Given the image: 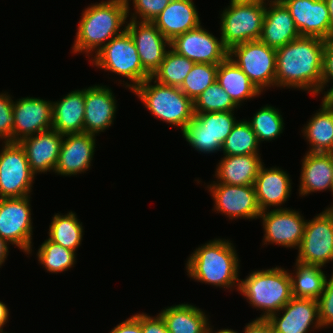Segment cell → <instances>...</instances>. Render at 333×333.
<instances>
[{
    "label": "cell",
    "instance_id": "ba28073f",
    "mask_svg": "<svg viewBox=\"0 0 333 333\" xmlns=\"http://www.w3.org/2000/svg\"><path fill=\"white\" fill-rule=\"evenodd\" d=\"M228 57L261 93L266 91V88L276 86V49L260 40H253L233 46Z\"/></svg>",
    "mask_w": 333,
    "mask_h": 333
},
{
    "label": "cell",
    "instance_id": "1f68e13d",
    "mask_svg": "<svg viewBox=\"0 0 333 333\" xmlns=\"http://www.w3.org/2000/svg\"><path fill=\"white\" fill-rule=\"evenodd\" d=\"M293 297L318 299L323 292L327 274L322 267L295 262V274L289 273Z\"/></svg>",
    "mask_w": 333,
    "mask_h": 333
},
{
    "label": "cell",
    "instance_id": "b9f144b4",
    "mask_svg": "<svg viewBox=\"0 0 333 333\" xmlns=\"http://www.w3.org/2000/svg\"><path fill=\"white\" fill-rule=\"evenodd\" d=\"M13 100L10 94L0 93V140L12 142Z\"/></svg>",
    "mask_w": 333,
    "mask_h": 333
},
{
    "label": "cell",
    "instance_id": "681fc988",
    "mask_svg": "<svg viewBox=\"0 0 333 333\" xmlns=\"http://www.w3.org/2000/svg\"><path fill=\"white\" fill-rule=\"evenodd\" d=\"M330 14L331 19V36L333 35V0H325Z\"/></svg>",
    "mask_w": 333,
    "mask_h": 333
},
{
    "label": "cell",
    "instance_id": "52a82bcc",
    "mask_svg": "<svg viewBox=\"0 0 333 333\" xmlns=\"http://www.w3.org/2000/svg\"><path fill=\"white\" fill-rule=\"evenodd\" d=\"M266 10V3L236 2L221 13L220 30L224 46H233L248 41L259 40Z\"/></svg>",
    "mask_w": 333,
    "mask_h": 333
},
{
    "label": "cell",
    "instance_id": "484cf974",
    "mask_svg": "<svg viewBox=\"0 0 333 333\" xmlns=\"http://www.w3.org/2000/svg\"><path fill=\"white\" fill-rule=\"evenodd\" d=\"M332 153L308 152L302 160L299 196L330 190L333 194Z\"/></svg>",
    "mask_w": 333,
    "mask_h": 333
},
{
    "label": "cell",
    "instance_id": "e575fe53",
    "mask_svg": "<svg viewBox=\"0 0 333 333\" xmlns=\"http://www.w3.org/2000/svg\"><path fill=\"white\" fill-rule=\"evenodd\" d=\"M260 143L247 120H239L222 144L224 156L259 155Z\"/></svg>",
    "mask_w": 333,
    "mask_h": 333
},
{
    "label": "cell",
    "instance_id": "ab89813d",
    "mask_svg": "<svg viewBox=\"0 0 333 333\" xmlns=\"http://www.w3.org/2000/svg\"><path fill=\"white\" fill-rule=\"evenodd\" d=\"M129 1L127 4V15L131 14ZM171 0H133L134 13L131 14L129 20L140 22H153V20L167 7ZM139 19V20H138Z\"/></svg>",
    "mask_w": 333,
    "mask_h": 333
},
{
    "label": "cell",
    "instance_id": "74e56055",
    "mask_svg": "<svg viewBox=\"0 0 333 333\" xmlns=\"http://www.w3.org/2000/svg\"><path fill=\"white\" fill-rule=\"evenodd\" d=\"M218 64L195 63L179 89L193 102L217 80Z\"/></svg>",
    "mask_w": 333,
    "mask_h": 333
},
{
    "label": "cell",
    "instance_id": "3957f363",
    "mask_svg": "<svg viewBox=\"0 0 333 333\" xmlns=\"http://www.w3.org/2000/svg\"><path fill=\"white\" fill-rule=\"evenodd\" d=\"M230 240L214 239L196 248L186 263L187 275L201 283L239 290L240 261Z\"/></svg>",
    "mask_w": 333,
    "mask_h": 333
},
{
    "label": "cell",
    "instance_id": "ac0fdd59",
    "mask_svg": "<svg viewBox=\"0 0 333 333\" xmlns=\"http://www.w3.org/2000/svg\"><path fill=\"white\" fill-rule=\"evenodd\" d=\"M280 311H283L282 315H280ZM267 321L271 324L274 333H308L311 326L315 330L322 329L319 321L318 302L312 298L292 297Z\"/></svg>",
    "mask_w": 333,
    "mask_h": 333
},
{
    "label": "cell",
    "instance_id": "44dd1931",
    "mask_svg": "<svg viewBox=\"0 0 333 333\" xmlns=\"http://www.w3.org/2000/svg\"><path fill=\"white\" fill-rule=\"evenodd\" d=\"M115 98L107 86L85 88L84 133L96 136L113 124L117 111Z\"/></svg>",
    "mask_w": 333,
    "mask_h": 333
},
{
    "label": "cell",
    "instance_id": "e0dca14e",
    "mask_svg": "<svg viewBox=\"0 0 333 333\" xmlns=\"http://www.w3.org/2000/svg\"><path fill=\"white\" fill-rule=\"evenodd\" d=\"M301 37H331V19L325 0H281Z\"/></svg>",
    "mask_w": 333,
    "mask_h": 333
},
{
    "label": "cell",
    "instance_id": "6da1fadb",
    "mask_svg": "<svg viewBox=\"0 0 333 333\" xmlns=\"http://www.w3.org/2000/svg\"><path fill=\"white\" fill-rule=\"evenodd\" d=\"M325 40L299 37L276 49V87L320 94Z\"/></svg>",
    "mask_w": 333,
    "mask_h": 333
},
{
    "label": "cell",
    "instance_id": "9a60e30c",
    "mask_svg": "<svg viewBox=\"0 0 333 333\" xmlns=\"http://www.w3.org/2000/svg\"><path fill=\"white\" fill-rule=\"evenodd\" d=\"M207 188L214 201V210L229 219H259L261 211L256 200L254 185L211 183Z\"/></svg>",
    "mask_w": 333,
    "mask_h": 333
},
{
    "label": "cell",
    "instance_id": "4dcf8cb0",
    "mask_svg": "<svg viewBox=\"0 0 333 333\" xmlns=\"http://www.w3.org/2000/svg\"><path fill=\"white\" fill-rule=\"evenodd\" d=\"M216 81L238 107H241L246 99L261 95L249 77L229 57L218 64Z\"/></svg>",
    "mask_w": 333,
    "mask_h": 333
},
{
    "label": "cell",
    "instance_id": "cb8c5ba5",
    "mask_svg": "<svg viewBox=\"0 0 333 333\" xmlns=\"http://www.w3.org/2000/svg\"><path fill=\"white\" fill-rule=\"evenodd\" d=\"M291 179L281 168H265L264 163L259 169L254 182L256 200L261 212L273 206H283L291 195ZM271 206V207H270Z\"/></svg>",
    "mask_w": 333,
    "mask_h": 333
},
{
    "label": "cell",
    "instance_id": "7dc6e473",
    "mask_svg": "<svg viewBox=\"0 0 333 333\" xmlns=\"http://www.w3.org/2000/svg\"><path fill=\"white\" fill-rule=\"evenodd\" d=\"M9 319V310L7 305L0 301V332H3V327Z\"/></svg>",
    "mask_w": 333,
    "mask_h": 333
},
{
    "label": "cell",
    "instance_id": "816d5d0a",
    "mask_svg": "<svg viewBox=\"0 0 333 333\" xmlns=\"http://www.w3.org/2000/svg\"><path fill=\"white\" fill-rule=\"evenodd\" d=\"M236 2H248V3H267L266 0H232ZM269 1V0H267Z\"/></svg>",
    "mask_w": 333,
    "mask_h": 333
},
{
    "label": "cell",
    "instance_id": "5bb4252c",
    "mask_svg": "<svg viewBox=\"0 0 333 333\" xmlns=\"http://www.w3.org/2000/svg\"><path fill=\"white\" fill-rule=\"evenodd\" d=\"M203 26L176 36L170 48L194 63L220 64L229 54L223 40L216 38Z\"/></svg>",
    "mask_w": 333,
    "mask_h": 333
},
{
    "label": "cell",
    "instance_id": "f1b7e54d",
    "mask_svg": "<svg viewBox=\"0 0 333 333\" xmlns=\"http://www.w3.org/2000/svg\"><path fill=\"white\" fill-rule=\"evenodd\" d=\"M304 127L301 131L310 145L308 152H333V105L328 100H322L320 109Z\"/></svg>",
    "mask_w": 333,
    "mask_h": 333
},
{
    "label": "cell",
    "instance_id": "ffe728a7",
    "mask_svg": "<svg viewBox=\"0 0 333 333\" xmlns=\"http://www.w3.org/2000/svg\"><path fill=\"white\" fill-rule=\"evenodd\" d=\"M95 137L88 133L65 134L54 172L70 177L88 171L96 150Z\"/></svg>",
    "mask_w": 333,
    "mask_h": 333
},
{
    "label": "cell",
    "instance_id": "f907efd6",
    "mask_svg": "<svg viewBox=\"0 0 333 333\" xmlns=\"http://www.w3.org/2000/svg\"><path fill=\"white\" fill-rule=\"evenodd\" d=\"M213 326H210L209 328H208V330H207V333H238V331H235V330H233V329H220V330H217V332L214 330H212L213 328H212Z\"/></svg>",
    "mask_w": 333,
    "mask_h": 333
},
{
    "label": "cell",
    "instance_id": "2e32d148",
    "mask_svg": "<svg viewBox=\"0 0 333 333\" xmlns=\"http://www.w3.org/2000/svg\"><path fill=\"white\" fill-rule=\"evenodd\" d=\"M50 129H52V101L28 96L13 101V143Z\"/></svg>",
    "mask_w": 333,
    "mask_h": 333
},
{
    "label": "cell",
    "instance_id": "8992f818",
    "mask_svg": "<svg viewBox=\"0 0 333 333\" xmlns=\"http://www.w3.org/2000/svg\"><path fill=\"white\" fill-rule=\"evenodd\" d=\"M91 58L94 66L129 79L131 82L124 85L130 91L151 77L143 69L136 45L127 30L110 39Z\"/></svg>",
    "mask_w": 333,
    "mask_h": 333
},
{
    "label": "cell",
    "instance_id": "d590c367",
    "mask_svg": "<svg viewBox=\"0 0 333 333\" xmlns=\"http://www.w3.org/2000/svg\"><path fill=\"white\" fill-rule=\"evenodd\" d=\"M251 119L247 122L257 135L259 143L277 139L285 127L279 109L268 104L260 108Z\"/></svg>",
    "mask_w": 333,
    "mask_h": 333
},
{
    "label": "cell",
    "instance_id": "30bf717a",
    "mask_svg": "<svg viewBox=\"0 0 333 333\" xmlns=\"http://www.w3.org/2000/svg\"><path fill=\"white\" fill-rule=\"evenodd\" d=\"M296 261L322 268L333 261V207L306 221Z\"/></svg>",
    "mask_w": 333,
    "mask_h": 333
},
{
    "label": "cell",
    "instance_id": "f546056e",
    "mask_svg": "<svg viewBox=\"0 0 333 333\" xmlns=\"http://www.w3.org/2000/svg\"><path fill=\"white\" fill-rule=\"evenodd\" d=\"M169 333H207L209 318L202 309L182 303L167 307L159 313Z\"/></svg>",
    "mask_w": 333,
    "mask_h": 333
},
{
    "label": "cell",
    "instance_id": "7402d4cb",
    "mask_svg": "<svg viewBox=\"0 0 333 333\" xmlns=\"http://www.w3.org/2000/svg\"><path fill=\"white\" fill-rule=\"evenodd\" d=\"M64 135L50 129L18 142L26 153L31 171L47 173L55 170Z\"/></svg>",
    "mask_w": 333,
    "mask_h": 333
},
{
    "label": "cell",
    "instance_id": "d6a6232c",
    "mask_svg": "<svg viewBox=\"0 0 333 333\" xmlns=\"http://www.w3.org/2000/svg\"><path fill=\"white\" fill-rule=\"evenodd\" d=\"M83 230L82 222L80 223L74 212L65 215L57 213L49 225L48 239L76 253L82 244Z\"/></svg>",
    "mask_w": 333,
    "mask_h": 333
},
{
    "label": "cell",
    "instance_id": "8d00e7d4",
    "mask_svg": "<svg viewBox=\"0 0 333 333\" xmlns=\"http://www.w3.org/2000/svg\"><path fill=\"white\" fill-rule=\"evenodd\" d=\"M38 262L51 273H62L76 263V253L46 239L37 252Z\"/></svg>",
    "mask_w": 333,
    "mask_h": 333
},
{
    "label": "cell",
    "instance_id": "4316f807",
    "mask_svg": "<svg viewBox=\"0 0 333 333\" xmlns=\"http://www.w3.org/2000/svg\"><path fill=\"white\" fill-rule=\"evenodd\" d=\"M52 102V129L60 134L84 133L85 89L69 92Z\"/></svg>",
    "mask_w": 333,
    "mask_h": 333
},
{
    "label": "cell",
    "instance_id": "d6986e66",
    "mask_svg": "<svg viewBox=\"0 0 333 333\" xmlns=\"http://www.w3.org/2000/svg\"><path fill=\"white\" fill-rule=\"evenodd\" d=\"M125 25L136 45L143 69L152 76L164 60L170 41L152 22L130 20Z\"/></svg>",
    "mask_w": 333,
    "mask_h": 333
},
{
    "label": "cell",
    "instance_id": "bcb514c9",
    "mask_svg": "<svg viewBox=\"0 0 333 333\" xmlns=\"http://www.w3.org/2000/svg\"><path fill=\"white\" fill-rule=\"evenodd\" d=\"M243 333H274V331L267 320L255 319L245 326Z\"/></svg>",
    "mask_w": 333,
    "mask_h": 333
},
{
    "label": "cell",
    "instance_id": "8fae6325",
    "mask_svg": "<svg viewBox=\"0 0 333 333\" xmlns=\"http://www.w3.org/2000/svg\"><path fill=\"white\" fill-rule=\"evenodd\" d=\"M3 144L0 151V198L29 196L36 176L30 169L26 153L19 143Z\"/></svg>",
    "mask_w": 333,
    "mask_h": 333
},
{
    "label": "cell",
    "instance_id": "4fadbf2b",
    "mask_svg": "<svg viewBox=\"0 0 333 333\" xmlns=\"http://www.w3.org/2000/svg\"><path fill=\"white\" fill-rule=\"evenodd\" d=\"M259 218L263 220V245L271 243L299 248L307 220L298 211L278 207L261 212Z\"/></svg>",
    "mask_w": 333,
    "mask_h": 333
},
{
    "label": "cell",
    "instance_id": "db71d44e",
    "mask_svg": "<svg viewBox=\"0 0 333 333\" xmlns=\"http://www.w3.org/2000/svg\"><path fill=\"white\" fill-rule=\"evenodd\" d=\"M332 167H333V154H332ZM332 175H333V173H332ZM331 207H333V204L331 205Z\"/></svg>",
    "mask_w": 333,
    "mask_h": 333
},
{
    "label": "cell",
    "instance_id": "83f0119b",
    "mask_svg": "<svg viewBox=\"0 0 333 333\" xmlns=\"http://www.w3.org/2000/svg\"><path fill=\"white\" fill-rule=\"evenodd\" d=\"M263 162L260 155L223 156L216 166L213 183L229 185H254Z\"/></svg>",
    "mask_w": 333,
    "mask_h": 333
},
{
    "label": "cell",
    "instance_id": "836d02e7",
    "mask_svg": "<svg viewBox=\"0 0 333 333\" xmlns=\"http://www.w3.org/2000/svg\"><path fill=\"white\" fill-rule=\"evenodd\" d=\"M169 49L151 78L163 85L180 87L195 63Z\"/></svg>",
    "mask_w": 333,
    "mask_h": 333
},
{
    "label": "cell",
    "instance_id": "7c38bea8",
    "mask_svg": "<svg viewBox=\"0 0 333 333\" xmlns=\"http://www.w3.org/2000/svg\"><path fill=\"white\" fill-rule=\"evenodd\" d=\"M30 195L0 198V237L25 254L32 252L33 225Z\"/></svg>",
    "mask_w": 333,
    "mask_h": 333
},
{
    "label": "cell",
    "instance_id": "ee69618b",
    "mask_svg": "<svg viewBox=\"0 0 333 333\" xmlns=\"http://www.w3.org/2000/svg\"><path fill=\"white\" fill-rule=\"evenodd\" d=\"M134 316L140 321L143 333H169L165 321L159 313L155 317L146 313H137Z\"/></svg>",
    "mask_w": 333,
    "mask_h": 333
},
{
    "label": "cell",
    "instance_id": "7a4b0ae2",
    "mask_svg": "<svg viewBox=\"0 0 333 333\" xmlns=\"http://www.w3.org/2000/svg\"><path fill=\"white\" fill-rule=\"evenodd\" d=\"M81 15L72 53L85 52L90 57V53L94 54L92 52L95 51L96 54L110 39L126 30L124 24L128 15L124 0H107L89 5Z\"/></svg>",
    "mask_w": 333,
    "mask_h": 333
},
{
    "label": "cell",
    "instance_id": "277c9868",
    "mask_svg": "<svg viewBox=\"0 0 333 333\" xmlns=\"http://www.w3.org/2000/svg\"><path fill=\"white\" fill-rule=\"evenodd\" d=\"M239 291L251 306L263 311L256 319L267 320L293 297L289 272L279 266L252 271L240 279Z\"/></svg>",
    "mask_w": 333,
    "mask_h": 333
},
{
    "label": "cell",
    "instance_id": "603a6c76",
    "mask_svg": "<svg viewBox=\"0 0 333 333\" xmlns=\"http://www.w3.org/2000/svg\"><path fill=\"white\" fill-rule=\"evenodd\" d=\"M299 37L300 33L286 6L281 1H268L259 40L278 49Z\"/></svg>",
    "mask_w": 333,
    "mask_h": 333
},
{
    "label": "cell",
    "instance_id": "60d3db41",
    "mask_svg": "<svg viewBox=\"0 0 333 333\" xmlns=\"http://www.w3.org/2000/svg\"><path fill=\"white\" fill-rule=\"evenodd\" d=\"M321 327L333 326V273L326 279L323 292L317 299Z\"/></svg>",
    "mask_w": 333,
    "mask_h": 333
},
{
    "label": "cell",
    "instance_id": "c3c4849f",
    "mask_svg": "<svg viewBox=\"0 0 333 333\" xmlns=\"http://www.w3.org/2000/svg\"><path fill=\"white\" fill-rule=\"evenodd\" d=\"M9 244L10 243L7 240L0 237V267L2 266L3 263H5V260L7 259L9 252L8 250Z\"/></svg>",
    "mask_w": 333,
    "mask_h": 333
},
{
    "label": "cell",
    "instance_id": "f35d334b",
    "mask_svg": "<svg viewBox=\"0 0 333 333\" xmlns=\"http://www.w3.org/2000/svg\"><path fill=\"white\" fill-rule=\"evenodd\" d=\"M193 103L194 114L229 112L238 108L217 81L204 90Z\"/></svg>",
    "mask_w": 333,
    "mask_h": 333
},
{
    "label": "cell",
    "instance_id": "9c48e42d",
    "mask_svg": "<svg viewBox=\"0 0 333 333\" xmlns=\"http://www.w3.org/2000/svg\"><path fill=\"white\" fill-rule=\"evenodd\" d=\"M233 113L194 114V118L181 131L182 136L195 150L204 154L221 151L223 142L238 121Z\"/></svg>",
    "mask_w": 333,
    "mask_h": 333
},
{
    "label": "cell",
    "instance_id": "f5cc1de1",
    "mask_svg": "<svg viewBox=\"0 0 333 333\" xmlns=\"http://www.w3.org/2000/svg\"><path fill=\"white\" fill-rule=\"evenodd\" d=\"M328 101L333 105V95L328 99Z\"/></svg>",
    "mask_w": 333,
    "mask_h": 333
},
{
    "label": "cell",
    "instance_id": "5b68a950",
    "mask_svg": "<svg viewBox=\"0 0 333 333\" xmlns=\"http://www.w3.org/2000/svg\"><path fill=\"white\" fill-rule=\"evenodd\" d=\"M132 93L154 117L181 128V131L194 118V103L179 87L163 85L149 77Z\"/></svg>",
    "mask_w": 333,
    "mask_h": 333
},
{
    "label": "cell",
    "instance_id": "7bdbcfd3",
    "mask_svg": "<svg viewBox=\"0 0 333 333\" xmlns=\"http://www.w3.org/2000/svg\"><path fill=\"white\" fill-rule=\"evenodd\" d=\"M331 81L333 83V35L328 39H325L324 53H323V67H322V82L321 90H325L326 86H329L328 83ZM324 100H328L333 95V85L326 92H323Z\"/></svg>",
    "mask_w": 333,
    "mask_h": 333
},
{
    "label": "cell",
    "instance_id": "f6af8a7d",
    "mask_svg": "<svg viewBox=\"0 0 333 333\" xmlns=\"http://www.w3.org/2000/svg\"><path fill=\"white\" fill-rule=\"evenodd\" d=\"M110 333H143L140 321L133 315L115 326Z\"/></svg>",
    "mask_w": 333,
    "mask_h": 333
},
{
    "label": "cell",
    "instance_id": "d4e9b609",
    "mask_svg": "<svg viewBox=\"0 0 333 333\" xmlns=\"http://www.w3.org/2000/svg\"><path fill=\"white\" fill-rule=\"evenodd\" d=\"M152 23L169 41L201 25L196 5L192 0H171Z\"/></svg>",
    "mask_w": 333,
    "mask_h": 333
}]
</instances>
